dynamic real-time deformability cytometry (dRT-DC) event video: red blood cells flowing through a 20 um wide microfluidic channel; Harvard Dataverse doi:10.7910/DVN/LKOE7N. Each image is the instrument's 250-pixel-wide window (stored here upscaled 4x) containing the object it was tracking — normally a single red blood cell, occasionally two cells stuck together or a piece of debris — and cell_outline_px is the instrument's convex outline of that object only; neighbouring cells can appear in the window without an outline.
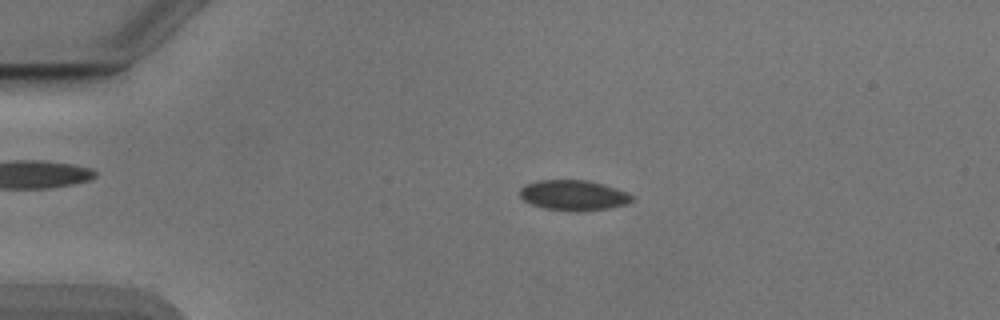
{"species": "Egyptian fruit bat (a non-hibernating species)", "species_latin": "Rousettus aegyptiacus", "temperature_condition": "cold", "stored_images_in_passage": 52, "camera_frame_rate_fps": 3000, "um_per_image_px": 0.085, "animal": {"sex": "male"}, "frame": {"image": 1, "passage_image": 11, "time_ms": 3.333, "image_size_px": [1000, 320], "cell_outline_px": [[632, 200], [624, 204], [608, 208], [584, 212], [576, 212], [544, 208], [532, 204], [524, 200], [520, 196], [520, 188], [524, 184], [540, 180], [588, 180], [604, 184], [628, 192], [632, 196]], "centroid_in_image_um": [48.74, 16.6], "position_along_channel_um": 36.3, "area_um2": 19.88}}
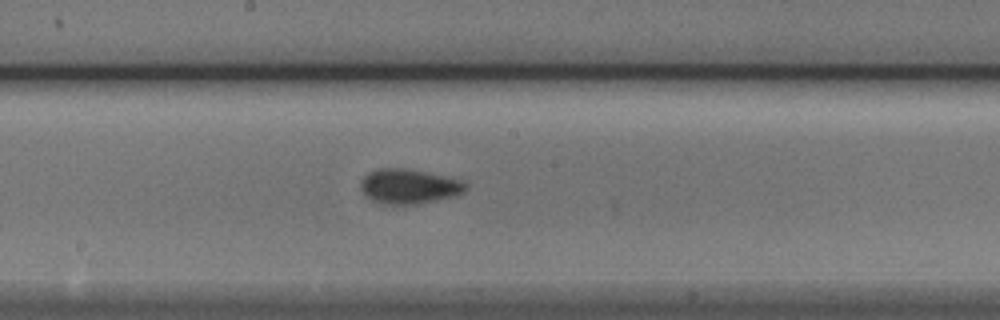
{"frame": {"image": 2, "passage_image": 28, "time_ms": 9.0, "image_size_px": [1000, 320], "cell_outline_px": [[468, 188], [464, 192], [456, 196], [404, 208], [392, 208], [380, 204], [364, 196], [360, 188], [360, 180], [368, 172], [380, 168], [404, 168], [424, 172], [460, 180], [468, 184]], "centroid_in_image_um": [34.71, 15.92], "position_along_channel_um": 213.5, "area_um2": 22.25}}
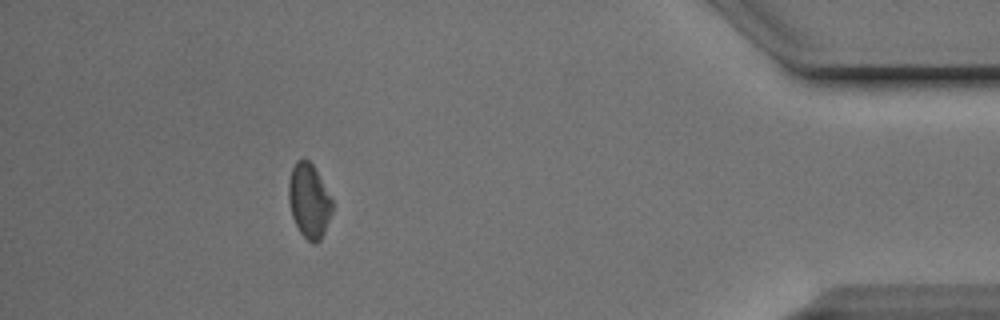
{"frame": {"image": 3, "passage_image": 47, "time_ms": 15.333, "image_size_px": [1000, 320], "cell_outline_px": [[332, 212], [324, 232], [320, 240], [316, 244], [312, 244], [300, 232], [292, 216], [288, 200], [288, 184], [292, 168], [296, 160], [308, 160], [312, 164], [332, 200]], "centroid_in_image_um": [26.25, 17.09], "position_along_channel_um": 408.9, "area_um2": 18.61}, "authors_computed_cell_mechanics": {"area_um2": 19.8832, "velocity_mm_per_s": 3.8886, "shape_relaxation_time_tau1_ms": 3.205, "shape_relaxation_time_tau2_ms": 2.8049, "deformation_change_tau1": 0.0505, "deformation_change_tau2": 0.0551}}